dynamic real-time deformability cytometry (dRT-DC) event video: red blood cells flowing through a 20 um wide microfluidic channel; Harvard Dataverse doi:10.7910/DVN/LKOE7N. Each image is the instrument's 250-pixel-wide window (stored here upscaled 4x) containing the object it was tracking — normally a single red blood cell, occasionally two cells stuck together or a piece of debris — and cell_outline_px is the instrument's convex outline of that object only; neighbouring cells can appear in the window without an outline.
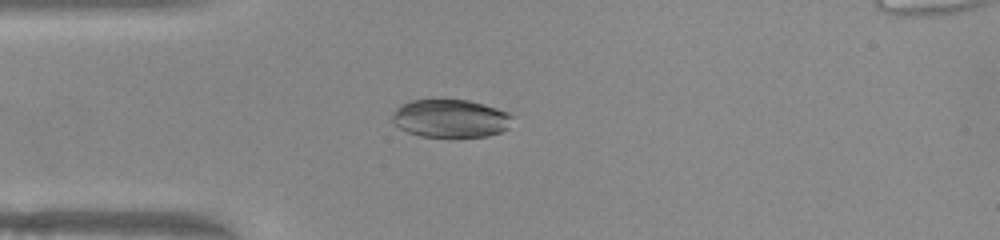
{"species": "common noctule bat (a hibernating species)", "species_latin": "Nyctalus noctula", "temperature_condition": "warm", "stored_images_in_passage": 46, "camera_frame_rate_fps": 3000, "um_per_image_px": 0.085, "animal": {"sex": "female", "body_mass_g": 22.0, "forearm_length_mm": 56.7}, "frame": {"image": 1, "passage_image": 12, "time_ms": 3.667, "image_size_px": [1000, 240], "cell_outline_px": [[512, 116], [508, 128], [500, 132], [488, 136], [420, 136], [408, 132], [400, 128], [392, 120], [392, 116], [396, 108], [400, 104], [412, 100], [440, 96], [468, 100], [484, 104], [508, 112]], "centroid_in_image_um": [38.26, 10.01], "position_along_channel_um": 46.7, "area_um2": 27.17}}
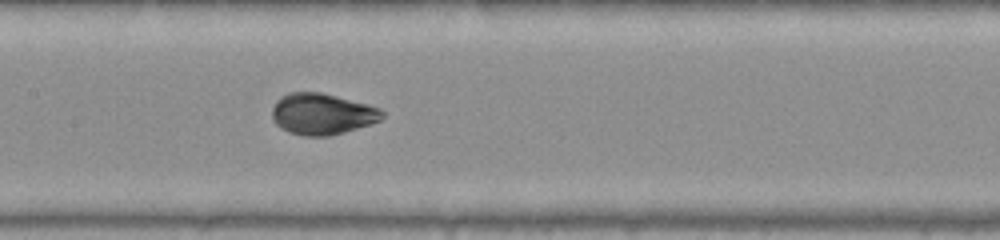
{"frame": {"image": 2, "passage_image": 23, "time_ms": 7.333, "image_size_px": [1000, 240], "cell_outline_px": [[384, 116], [380, 120], [372, 124], [344, 132], [328, 136], [304, 136], [288, 132], [280, 128], [276, 124], [272, 116], [272, 108], [276, 100], [280, 96], [288, 92], [320, 92], [368, 104], [380, 108], [384, 112]], "centroid_in_image_um": [27.37, 9.69], "position_along_channel_um": 180.0, "area_um2": 26.65}}
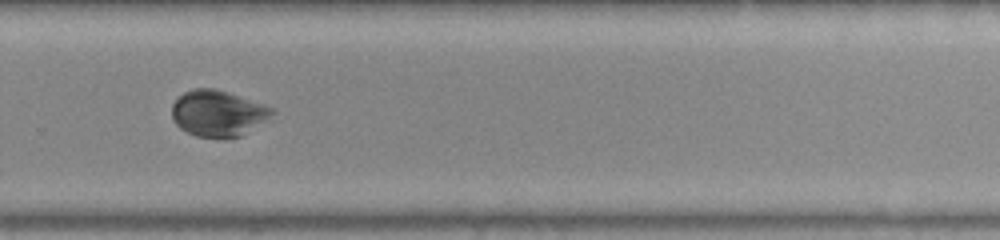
{"frame": {"image": 3, "passage_image": 33, "time_ms": 10.667, "image_size_px": [1000, 240], "cell_outline_px": [[276, 112], [240, 136], [224, 140], [196, 136], [180, 128], [172, 120], [172, 104], [184, 92], [192, 88], [216, 88], [264, 104], [272, 108]], "centroid_in_image_um": [18.49, 9.64], "position_along_channel_um": 311.3, "area_um2": 26.99}, "authors_computed_cell_mechanics": {"area_um2": 27.0793, "velocity_mm_per_s": 3.9556, "shape_relaxation_time_tau1_ms": 5.4196, "shape_relaxation_time_tau2_ms": null, "deformation_change_tau1": 0.1817, "deformation_change_tau2": null}}